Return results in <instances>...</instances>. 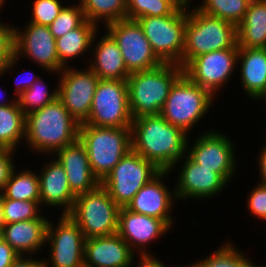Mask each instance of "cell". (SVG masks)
<instances>
[{
  "label": "cell",
  "instance_id": "14",
  "mask_svg": "<svg viewBox=\"0 0 266 267\" xmlns=\"http://www.w3.org/2000/svg\"><path fill=\"white\" fill-rule=\"evenodd\" d=\"M61 215L58 226L50 222L47 225L46 244L51 241V267H84L86 238L68 214Z\"/></svg>",
  "mask_w": 266,
  "mask_h": 267
},
{
  "label": "cell",
  "instance_id": "44",
  "mask_svg": "<svg viewBox=\"0 0 266 267\" xmlns=\"http://www.w3.org/2000/svg\"><path fill=\"white\" fill-rule=\"evenodd\" d=\"M258 164H259V174H260V178L261 181L260 183L262 184H266V147L262 148V151L260 153V156L258 158Z\"/></svg>",
  "mask_w": 266,
  "mask_h": 267
},
{
  "label": "cell",
  "instance_id": "48",
  "mask_svg": "<svg viewBox=\"0 0 266 267\" xmlns=\"http://www.w3.org/2000/svg\"><path fill=\"white\" fill-rule=\"evenodd\" d=\"M3 3H5V0H0V10L3 7Z\"/></svg>",
  "mask_w": 266,
  "mask_h": 267
},
{
  "label": "cell",
  "instance_id": "34",
  "mask_svg": "<svg viewBox=\"0 0 266 267\" xmlns=\"http://www.w3.org/2000/svg\"><path fill=\"white\" fill-rule=\"evenodd\" d=\"M57 98L58 88L49 93L48 87L40 77L17 98V102L26 116L54 102Z\"/></svg>",
  "mask_w": 266,
  "mask_h": 267
},
{
  "label": "cell",
  "instance_id": "1",
  "mask_svg": "<svg viewBox=\"0 0 266 267\" xmlns=\"http://www.w3.org/2000/svg\"><path fill=\"white\" fill-rule=\"evenodd\" d=\"M130 129L131 150L161 171H171L189 149L188 134L160 114L133 119Z\"/></svg>",
  "mask_w": 266,
  "mask_h": 267
},
{
  "label": "cell",
  "instance_id": "49",
  "mask_svg": "<svg viewBox=\"0 0 266 267\" xmlns=\"http://www.w3.org/2000/svg\"><path fill=\"white\" fill-rule=\"evenodd\" d=\"M166 1H190V0H166Z\"/></svg>",
  "mask_w": 266,
  "mask_h": 267
},
{
  "label": "cell",
  "instance_id": "42",
  "mask_svg": "<svg viewBox=\"0 0 266 267\" xmlns=\"http://www.w3.org/2000/svg\"><path fill=\"white\" fill-rule=\"evenodd\" d=\"M25 256H19L9 267H48L45 260H35L31 256L30 258H23Z\"/></svg>",
  "mask_w": 266,
  "mask_h": 267
},
{
  "label": "cell",
  "instance_id": "12",
  "mask_svg": "<svg viewBox=\"0 0 266 267\" xmlns=\"http://www.w3.org/2000/svg\"><path fill=\"white\" fill-rule=\"evenodd\" d=\"M239 47L222 49L193 58L183 69L184 74L195 84L215 96L224 86L238 65Z\"/></svg>",
  "mask_w": 266,
  "mask_h": 267
},
{
  "label": "cell",
  "instance_id": "3",
  "mask_svg": "<svg viewBox=\"0 0 266 267\" xmlns=\"http://www.w3.org/2000/svg\"><path fill=\"white\" fill-rule=\"evenodd\" d=\"M184 73L179 64L162 63L134 72L127 78L129 107L133 119L159 115L174 82Z\"/></svg>",
  "mask_w": 266,
  "mask_h": 267
},
{
  "label": "cell",
  "instance_id": "26",
  "mask_svg": "<svg viewBox=\"0 0 266 267\" xmlns=\"http://www.w3.org/2000/svg\"><path fill=\"white\" fill-rule=\"evenodd\" d=\"M239 48H266V0H251L237 26Z\"/></svg>",
  "mask_w": 266,
  "mask_h": 267
},
{
  "label": "cell",
  "instance_id": "30",
  "mask_svg": "<svg viewBox=\"0 0 266 267\" xmlns=\"http://www.w3.org/2000/svg\"><path fill=\"white\" fill-rule=\"evenodd\" d=\"M5 198L24 201H40V181L38 174L31 170L15 173L12 171L2 191Z\"/></svg>",
  "mask_w": 266,
  "mask_h": 267
},
{
  "label": "cell",
  "instance_id": "20",
  "mask_svg": "<svg viewBox=\"0 0 266 267\" xmlns=\"http://www.w3.org/2000/svg\"><path fill=\"white\" fill-rule=\"evenodd\" d=\"M117 233L85 241L84 267H130L135 255Z\"/></svg>",
  "mask_w": 266,
  "mask_h": 267
},
{
  "label": "cell",
  "instance_id": "9",
  "mask_svg": "<svg viewBox=\"0 0 266 267\" xmlns=\"http://www.w3.org/2000/svg\"><path fill=\"white\" fill-rule=\"evenodd\" d=\"M160 171L152 162L130 150L100 184L120 208L127 207L136 193Z\"/></svg>",
  "mask_w": 266,
  "mask_h": 267
},
{
  "label": "cell",
  "instance_id": "32",
  "mask_svg": "<svg viewBox=\"0 0 266 267\" xmlns=\"http://www.w3.org/2000/svg\"><path fill=\"white\" fill-rule=\"evenodd\" d=\"M251 0H203L197 8L205 14L229 21H242Z\"/></svg>",
  "mask_w": 266,
  "mask_h": 267
},
{
  "label": "cell",
  "instance_id": "16",
  "mask_svg": "<svg viewBox=\"0 0 266 267\" xmlns=\"http://www.w3.org/2000/svg\"><path fill=\"white\" fill-rule=\"evenodd\" d=\"M187 155L198 165L213 169L227 183L233 177L236 160L233 142L216 131H208L197 137Z\"/></svg>",
  "mask_w": 266,
  "mask_h": 267
},
{
  "label": "cell",
  "instance_id": "5",
  "mask_svg": "<svg viewBox=\"0 0 266 267\" xmlns=\"http://www.w3.org/2000/svg\"><path fill=\"white\" fill-rule=\"evenodd\" d=\"M236 46L237 26L235 24L205 14L198 8L187 10L182 68L197 56Z\"/></svg>",
  "mask_w": 266,
  "mask_h": 267
},
{
  "label": "cell",
  "instance_id": "4",
  "mask_svg": "<svg viewBox=\"0 0 266 267\" xmlns=\"http://www.w3.org/2000/svg\"><path fill=\"white\" fill-rule=\"evenodd\" d=\"M79 140L86 148L93 175L101 183L131 150V129L82 123L79 128Z\"/></svg>",
  "mask_w": 266,
  "mask_h": 267
},
{
  "label": "cell",
  "instance_id": "19",
  "mask_svg": "<svg viewBox=\"0 0 266 267\" xmlns=\"http://www.w3.org/2000/svg\"><path fill=\"white\" fill-rule=\"evenodd\" d=\"M169 172L160 171L136 193L126 208L132 212L162 219L172 228L174 219H172L170 209H172L176 196L174 192L169 191L162 180L167 177Z\"/></svg>",
  "mask_w": 266,
  "mask_h": 267
},
{
  "label": "cell",
  "instance_id": "22",
  "mask_svg": "<svg viewBox=\"0 0 266 267\" xmlns=\"http://www.w3.org/2000/svg\"><path fill=\"white\" fill-rule=\"evenodd\" d=\"M49 164V165H48ZM40 172V205L63 207L62 214H68L74 205L76 196L72 193L66 172L56 159L49 162Z\"/></svg>",
  "mask_w": 266,
  "mask_h": 267
},
{
  "label": "cell",
  "instance_id": "18",
  "mask_svg": "<svg viewBox=\"0 0 266 267\" xmlns=\"http://www.w3.org/2000/svg\"><path fill=\"white\" fill-rule=\"evenodd\" d=\"M185 157L177 184L173 189L177 200L211 198L229 184L213 169L198 165L188 155Z\"/></svg>",
  "mask_w": 266,
  "mask_h": 267
},
{
  "label": "cell",
  "instance_id": "25",
  "mask_svg": "<svg viewBox=\"0 0 266 267\" xmlns=\"http://www.w3.org/2000/svg\"><path fill=\"white\" fill-rule=\"evenodd\" d=\"M95 45L94 60L89 68L99 77L108 80H127L130 73L125 66L117 42L107 32Z\"/></svg>",
  "mask_w": 266,
  "mask_h": 267
},
{
  "label": "cell",
  "instance_id": "37",
  "mask_svg": "<svg viewBox=\"0 0 266 267\" xmlns=\"http://www.w3.org/2000/svg\"><path fill=\"white\" fill-rule=\"evenodd\" d=\"M17 60L14 56V26L0 22V75L12 69Z\"/></svg>",
  "mask_w": 266,
  "mask_h": 267
},
{
  "label": "cell",
  "instance_id": "23",
  "mask_svg": "<svg viewBox=\"0 0 266 267\" xmlns=\"http://www.w3.org/2000/svg\"><path fill=\"white\" fill-rule=\"evenodd\" d=\"M49 220L44 216L5 224L0 236L20 255L37 252L46 243ZM25 253V254H24Z\"/></svg>",
  "mask_w": 266,
  "mask_h": 267
},
{
  "label": "cell",
  "instance_id": "46",
  "mask_svg": "<svg viewBox=\"0 0 266 267\" xmlns=\"http://www.w3.org/2000/svg\"><path fill=\"white\" fill-rule=\"evenodd\" d=\"M4 214H3V194L0 192V234L5 226Z\"/></svg>",
  "mask_w": 266,
  "mask_h": 267
},
{
  "label": "cell",
  "instance_id": "40",
  "mask_svg": "<svg viewBox=\"0 0 266 267\" xmlns=\"http://www.w3.org/2000/svg\"><path fill=\"white\" fill-rule=\"evenodd\" d=\"M14 150L0 147V192L3 191L12 171L15 169L12 161Z\"/></svg>",
  "mask_w": 266,
  "mask_h": 267
},
{
  "label": "cell",
  "instance_id": "27",
  "mask_svg": "<svg viewBox=\"0 0 266 267\" xmlns=\"http://www.w3.org/2000/svg\"><path fill=\"white\" fill-rule=\"evenodd\" d=\"M97 24L85 20L78 28L56 39V51L60 64L67 67L69 59H75L93 46Z\"/></svg>",
  "mask_w": 266,
  "mask_h": 267
},
{
  "label": "cell",
  "instance_id": "10",
  "mask_svg": "<svg viewBox=\"0 0 266 267\" xmlns=\"http://www.w3.org/2000/svg\"><path fill=\"white\" fill-rule=\"evenodd\" d=\"M127 80L100 79L84 122L99 127H131Z\"/></svg>",
  "mask_w": 266,
  "mask_h": 267
},
{
  "label": "cell",
  "instance_id": "43",
  "mask_svg": "<svg viewBox=\"0 0 266 267\" xmlns=\"http://www.w3.org/2000/svg\"><path fill=\"white\" fill-rule=\"evenodd\" d=\"M22 75L24 74V73H21ZM33 76L32 77H30L29 79H27V80H22L21 81V79L19 80V79H16V80H18V81H16V82H18V83H15V85H16V89H15V94L17 95V97L16 98H18L24 91H26L29 87H31V85L37 80V79H39L40 77L39 76H37V75H35L34 73L32 74ZM19 77V76H18ZM17 77V78H18Z\"/></svg>",
  "mask_w": 266,
  "mask_h": 267
},
{
  "label": "cell",
  "instance_id": "36",
  "mask_svg": "<svg viewBox=\"0 0 266 267\" xmlns=\"http://www.w3.org/2000/svg\"><path fill=\"white\" fill-rule=\"evenodd\" d=\"M85 20L80 3L78 5H72L71 7L70 5H66L48 27L53 37L57 39L67 32L78 28Z\"/></svg>",
  "mask_w": 266,
  "mask_h": 267
},
{
  "label": "cell",
  "instance_id": "7",
  "mask_svg": "<svg viewBox=\"0 0 266 267\" xmlns=\"http://www.w3.org/2000/svg\"><path fill=\"white\" fill-rule=\"evenodd\" d=\"M214 96L184 73L174 82L160 115L187 134L209 111Z\"/></svg>",
  "mask_w": 266,
  "mask_h": 267
},
{
  "label": "cell",
  "instance_id": "45",
  "mask_svg": "<svg viewBox=\"0 0 266 267\" xmlns=\"http://www.w3.org/2000/svg\"><path fill=\"white\" fill-rule=\"evenodd\" d=\"M139 260L137 267H166L159 259L154 257L139 258Z\"/></svg>",
  "mask_w": 266,
  "mask_h": 267
},
{
  "label": "cell",
  "instance_id": "13",
  "mask_svg": "<svg viewBox=\"0 0 266 267\" xmlns=\"http://www.w3.org/2000/svg\"><path fill=\"white\" fill-rule=\"evenodd\" d=\"M58 99L63 103L71 116L80 124L90 114L99 77L88 67L85 71L65 67L60 71Z\"/></svg>",
  "mask_w": 266,
  "mask_h": 267
},
{
  "label": "cell",
  "instance_id": "6",
  "mask_svg": "<svg viewBox=\"0 0 266 267\" xmlns=\"http://www.w3.org/2000/svg\"><path fill=\"white\" fill-rule=\"evenodd\" d=\"M119 211L120 207L99 184L94 190L76 196L68 215L88 239L116 234Z\"/></svg>",
  "mask_w": 266,
  "mask_h": 267
},
{
  "label": "cell",
  "instance_id": "21",
  "mask_svg": "<svg viewBox=\"0 0 266 267\" xmlns=\"http://www.w3.org/2000/svg\"><path fill=\"white\" fill-rule=\"evenodd\" d=\"M56 153L57 158L54 159L63 166L75 196L94 190L100 184L91 171L86 148L79 139Z\"/></svg>",
  "mask_w": 266,
  "mask_h": 267
},
{
  "label": "cell",
  "instance_id": "11",
  "mask_svg": "<svg viewBox=\"0 0 266 267\" xmlns=\"http://www.w3.org/2000/svg\"><path fill=\"white\" fill-rule=\"evenodd\" d=\"M117 42L127 71L131 74L160 66L163 62L153 52L137 20L123 19L106 25Z\"/></svg>",
  "mask_w": 266,
  "mask_h": 267
},
{
  "label": "cell",
  "instance_id": "41",
  "mask_svg": "<svg viewBox=\"0 0 266 267\" xmlns=\"http://www.w3.org/2000/svg\"><path fill=\"white\" fill-rule=\"evenodd\" d=\"M20 255L0 236V267H9Z\"/></svg>",
  "mask_w": 266,
  "mask_h": 267
},
{
  "label": "cell",
  "instance_id": "24",
  "mask_svg": "<svg viewBox=\"0 0 266 267\" xmlns=\"http://www.w3.org/2000/svg\"><path fill=\"white\" fill-rule=\"evenodd\" d=\"M237 62L244 91L260 101L266 95V48H239Z\"/></svg>",
  "mask_w": 266,
  "mask_h": 267
},
{
  "label": "cell",
  "instance_id": "2",
  "mask_svg": "<svg viewBox=\"0 0 266 267\" xmlns=\"http://www.w3.org/2000/svg\"><path fill=\"white\" fill-rule=\"evenodd\" d=\"M78 123L57 98L26 115L25 141L38 152H56L79 139Z\"/></svg>",
  "mask_w": 266,
  "mask_h": 267
},
{
  "label": "cell",
  "instance_id": "38",
  "mask_svg": "<svg viewBox=\"0 0 266 267\" xmlns=\"http://www.w3.org/2000/svg\"><path fill=\"white\" fill-rule=\"evenodd\" d=\"M64 6L59 0H35L33 2L31 23L49 26Z\"/></svg>",
  "mask_w": 266,
  "mask_h": 267
},
{
  "label": "cell",
  "instance_id": "15",
  "mask_svg": "<svg viewBox=\"0 0 266 267\" xmlns=\"http://www.w3.org/2000/svg\"><path fill=\"white\" fill-rule=\"evenodd\" d=\"M19 30L14 28L15 57L25 55L50 73H59L64 68L57 55L56 39L48 26L29 22L24 31Z\"/></svg>",
  "mask_w": 266,
  "mask_h": 267
},
{
  "label": "cell",
  "instance_id": "47",
  "mask_svg": "<svg viewBox=\"0 0 266 267\" xmlns=\"http://www.w3.org/2000/svg\"><path fill=\"white\" fill-rule=\"evenodd\" d=\"M1 91H0V96H1ZM4 97V96H3ZM2 99H4V98H2ZM2 101V102H1ZM0 101V106H6V105H11V104H14V103H16L17 102V98H15V100L13 101V99L11 100V102L9 101V102H7L8 100L6 99V101L5 100H1ZM5 101V102H4Z\"/></svg>",
  "mask_w": 266,
  "mask_h": 267
},
{
  "label": "cell",
  "instance_id": "33",
  "mask_svg": "<svg viewBox=\"0 0 266 267\" xmlns=\"http://www.w3.org/2000/svg\"><path fill=\"white\" fill-rule=\"evenodd\" d=\"M188 267H259L255 266L247 256L236 250V247L229 242L223 244L214 251L208 258L188 265Z\"/></svg>",
  "mask_w": 266,
  "mask_h": 267
},
{
  "label": "cell",
  "instance_id": "31",
  "mask_svg": "<svg viewBox=\"0 0 266 267\" xmlns=\"http://www.w3.org/2000/svg\"><path fill=\"white\" fill-rule=\"evenodd\" d=\"M189 4V1L127 0V19L137 20L141 17L168 16L177 9L188 8Z\"/></svg>",
  "mask_w": 266,
  "mask_h": 267
},
{
  "label": "cell",
  "instance_id": "35",
  "mask_svg": "<svg viewBox=\"0 0 266 267\" xmlns=\"http://www.w3.org/2000/svg\"><path fill=\"white\" fill-rule=\"evenodd\" d=\"M40 201L13 200L3 196V214L6 224L39 218ZM39 210V211H38Z\"/></svg>",
  "mask_w": 266,
  "mask_h": 267
},
{
  "label": "cell",
  "instance_id": "8",
  "mask_svg": "<svg viewBox=\"0 0 266 267\" xmlns=\"http://www.w3.org/2000/svg\"><path fill=\"white\" fill-rule=\"evenodd\" d=\"M186 11L187 8H182L168 16H149L137 19L153 52L163 63L179 64L182 67L187 24Z\"/></svg>",
  "mask_w": 266,
  "mask_h": 267
},
{
  "label": "cell",
  "instance_id": "39",
  "mask_svg": "<svg viewBox=\"0 0 266 267\" xmlns=\"http://www.w3.org/2000/svg\"><path fill=\"white\" fill-rule=\"evenodd\" d=\"M248 198L249 212L266 221V184L259 183Z\"/></svg>",
  "mask_w": 266,
  "mask_h": 267
},
{
  "label": "cell",
  "instance_id": "29",
  "mask_svg": "<svg viewBox=\"0 0 266 267\" xmlns=\"http://www.w3.org/2000/svg\"><path fill=\"white\" fill-rule=\"evenodd\" d=\"M85 19L98 24L127 19V0H80ZM102 18V19H101Z\"/></svg>",
  "mask_w": 266,
  "mask_h": 267
},
{
  "label": "cell",
  "instance_id": "28",
  "mask_svg": "<svg viewBox=\"0 0 266 267\" xmlns=\"http://www.w3.org/2000/svg\"><path fill=\"white\" fill-rule=\"evenodd\" d=\"M26 116L18 102L0 106V147L15 151L20 140L25 139Z\"/></svg>",
  "mask_w": 266,
  "mask_h": 267
},
{
  "label": "cell",
  "instance_id": "17",
  "mask_svg": "<svg viewBox=\"0 0 266 267\" xmlns=\"http://www.w3.org/2000/svg\"><path fill=\"white\" fill-rule=\"evenodd\" d=\"M168 230L170 227L162 219L132 212L126 207L120 208L117 234L134 253L136 249L139 251L140 258L154 257L147 252L145 246L165 235Z\"/></svg>",
  "mask_w": 266,
  "mask_h": 267
}]
</instances>
